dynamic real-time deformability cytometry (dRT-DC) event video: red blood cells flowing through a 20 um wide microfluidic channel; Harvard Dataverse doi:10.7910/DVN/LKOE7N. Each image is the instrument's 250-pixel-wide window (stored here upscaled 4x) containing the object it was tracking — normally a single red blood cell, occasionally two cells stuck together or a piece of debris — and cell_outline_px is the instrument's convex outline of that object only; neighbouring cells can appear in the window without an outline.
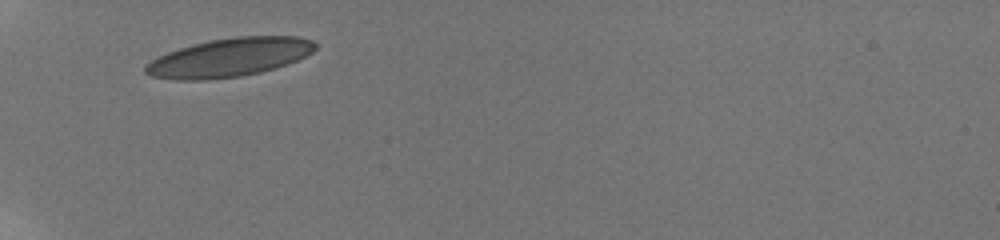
{"species": "human", "species_latin": "Homo sapiens", "temperature_condition": "room temperature", "stored_images_in_passage": 9, "camera_frame_rate_fps": 3000, "um_per_image_px": 0.085, "donor": {"sex": "male"}, "frame": {"image": 1, "passage_image": 1, "time_ms": 0.0, "image_size_px": [1000, 240], "cell_outline_px": [[316, 48], [312, 52], [288, 64], [260, 72], [240, 76], [208, 80], [176, 80], [152, 76], [144, 72], [144, 64], [168, 52], [180, 48], [208, 40], [236, 36], [300, 36], [312, 40], [316, 44]], "centroid_in_image_um": [19.49, 4.88], "position_along_channel_um": 65.5, "area_um2": 38.15}}
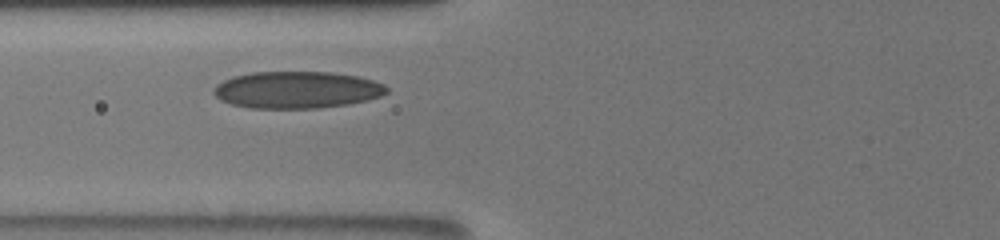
{"frame": {"image": 2, "passage_image": 8, "time_ms": 1.333, "image_size_px": [1000, 240], "cell_outline_px": [[388, 92], [380, 96], [348, 104], [316, 108], [252, 108], [232, 104], [220, 100], [212, 92], [212, 88], [216, 84], [224, 80], [236, 76], [252, 72], [332, 72], [356, 76], [372, 80], [384, 84], [388, 88]], "centroid_in_image_um": [25.21, 7.63], "position_along_channel_um": 100.6, "area_um2": 37.11}}